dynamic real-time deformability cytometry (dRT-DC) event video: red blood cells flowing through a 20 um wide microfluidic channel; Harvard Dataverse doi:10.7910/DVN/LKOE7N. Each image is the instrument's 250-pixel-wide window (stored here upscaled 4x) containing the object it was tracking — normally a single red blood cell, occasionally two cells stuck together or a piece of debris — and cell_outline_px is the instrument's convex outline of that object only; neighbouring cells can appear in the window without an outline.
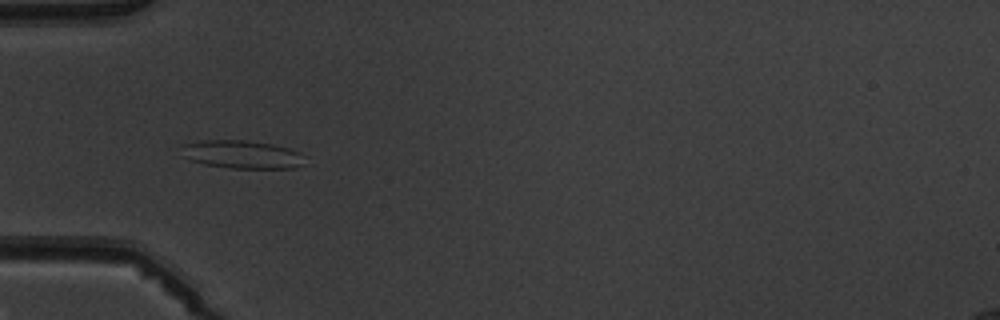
{"species": "common noctule bat (a hibernating species)", "species_latin": "Nyctalus noctula", "temperature_condition": "warm", "stored_images_in_passage": 5, "camera_frame_rate_fps": 3000, "um_per_image_px": 0.085, "animal": {"sex": "male", "body_mass_g": 19.5, "forearm_length_mm": 54.6}, "frame": {"image": 1, "passage_image": 3, "time_ms": 2.333, "image_size_px": [1000, 320], "cell_outline_px": [[304, 164], [292, 168], [232, 168], [204, 164], [192, 160], [184, 156], [180, 144], [200, 140], [244, 140], [272, 144], [288, 148], [300, 152], [304, 156]], "centroid_in_image_um": [20.56, 13.12], "position_along_channel_um": 64.4, "area_um2": 20.23}}
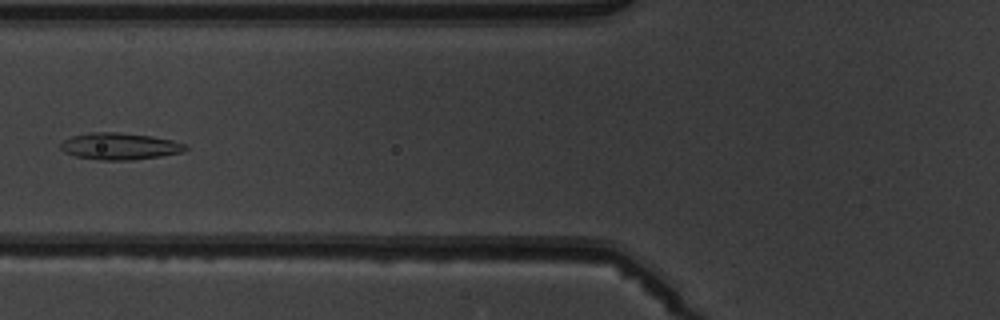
{"frame": {"image": 2, "passage_image": 4, "time_ms": 3.667, "image_size_px": [1000, 320], "cell_outline_px": [[188, 148], [184, 152], [160, 156], [132, 160], [104, 160], [76, 156], [64, 152], [60, 148], [60, 144], [64, 140], [72, 136], [92, 132], [116, 132], [152, 136], [172, 140], [188, 144]], "centroid_in_image_um": [10.21, 12.43], "position_along_channel_um": 115.6, "area_um2": 19.48}}
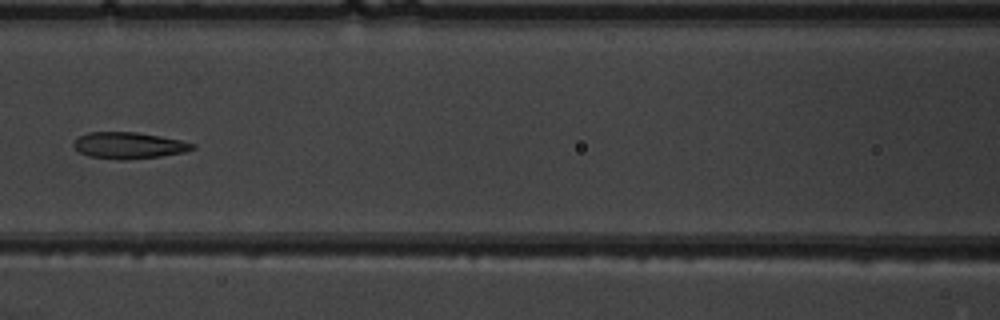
{"frame": {"image": 3, "passage_image": 5, "time_ms": 4.667, "image_size_px": [1000, 320], "cell_outline_px": [[196, 148], [184, 152], [160, 156], [124, 160], [120, 160], [88, 156], [80, 152], [72, 144], [80, 136], [88, 132], [136, 132], [160, 136], [180, 140], [196, 144]], "centroid_in_image_um": [10.96, 12.36], "position_along_channel_um": 155.6, "area_um2": 18.21}}